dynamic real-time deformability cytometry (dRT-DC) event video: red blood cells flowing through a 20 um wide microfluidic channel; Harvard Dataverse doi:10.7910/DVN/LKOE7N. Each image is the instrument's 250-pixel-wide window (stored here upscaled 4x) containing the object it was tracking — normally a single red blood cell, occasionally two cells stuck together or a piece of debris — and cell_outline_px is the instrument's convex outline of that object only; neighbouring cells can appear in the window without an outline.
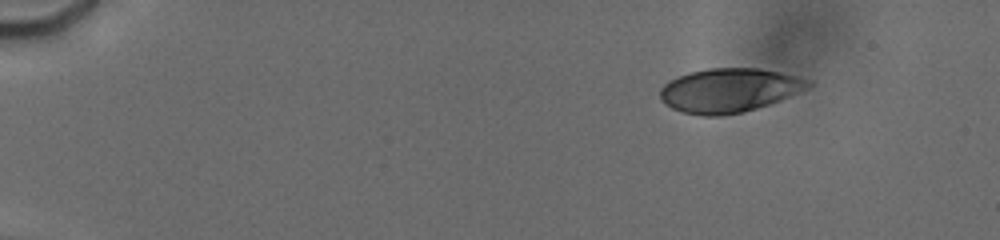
{"species": "human", "species_latin": "Homo sapiens", "temperature_condition": "cold", "stored_images_in_passage": 30, "camera_frame_rate_fps": 3000, "um_per_image_px": 0.085, "donor": {"sex": "male"}, "frame": {"image": 1, "passage_image": 1, "time_ms": 0.0, "image_size_px": [1000, 240], "cell_outline_px": [[812, 84], [808, 88], [768, 104], [744, 112], [720, 116], [700, 116], [684, 112], [672, 108], [664, 104], [660, 100], [660, 88], [668, 80], [692, 72], [708, 68], [760, 68], [812, 80]], "centroid_in_image_um": [61.94, 7.68], "position_along_channel_um": 23.1, "area_um2": 37.8}}
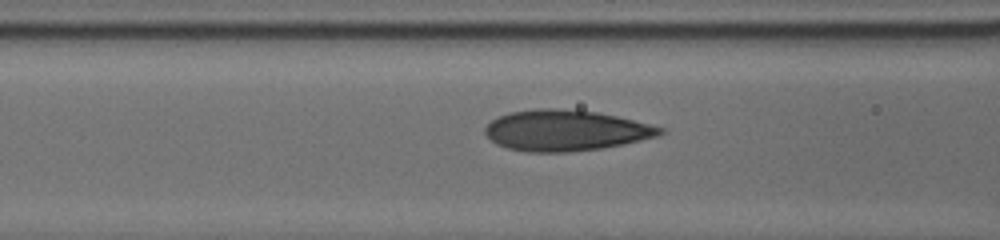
{"frame": {"image": 2, "passage_image": 21, "time_ms": 5.667, "image_size_px": [1000, 240], "cell_outline_px": [[664, 132], [656, 136], [624, 144], [604, 148], [568, 152], [528, 152], [508, 148], [496, 144], [484, 132], [484, 128], [492, 120], [508, 112], [536, 108], [556, 108], [596, 112], [616, 116], [664, 128]], "centroid_in_image_um": [48.05, 11.09], "position_along_channel_um": 118.6, "area_um2": 41.44}}
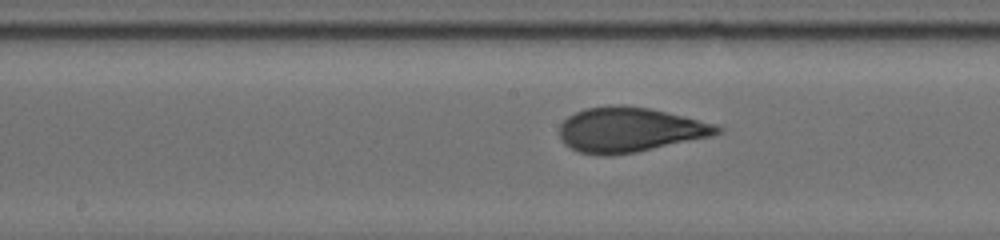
{"frame": {"image": 3, "passage_image": 29, "time_ms": 7.667, "image_size_px": [1000, 240], "cell_outline_px": [[724, 128], [720, 132], [712, 136], [636, 152], [612, 156], [600, 156], [580, 152], [564, 144], [560, 140], [560, 124], [568, 116], [584, 108], [616, 104], [624, 104], [648, 108], [684, 116], [716, 124]], "centroid_in_image_um": [53.5, 11.03], "position_along_channel_um": 194.7, "area_um2": 41.33}}